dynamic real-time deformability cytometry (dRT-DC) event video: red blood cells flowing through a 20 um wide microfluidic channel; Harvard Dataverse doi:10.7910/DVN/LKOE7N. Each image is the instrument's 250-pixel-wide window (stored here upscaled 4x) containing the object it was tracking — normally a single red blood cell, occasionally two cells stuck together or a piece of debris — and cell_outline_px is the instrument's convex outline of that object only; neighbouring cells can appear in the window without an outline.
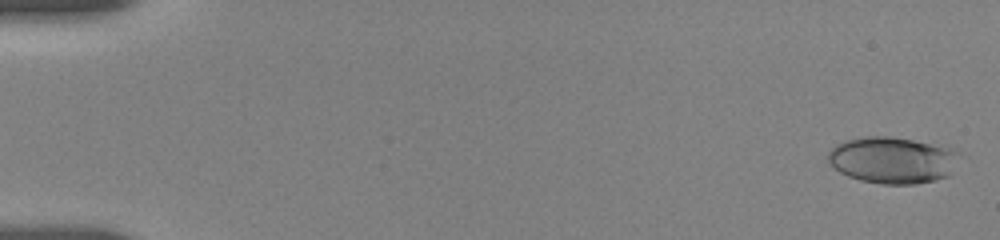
{"species": "human", "species_latin": "Homo sapiens", "temperature_condition": "room temperature", "stored_images_in_passage": 20, "camera_frame_rate_fps": 3000, "um_per_image_px": 0.085, "donor": {"sex": "female"}, "frame": {"image": 1, "passage_image": 2, "time_ms": 0.333, "image_size_px": [1000, 240], "cell_outline_px": [[960, 152], [948, 176], [936, 180], [916, 184], [884, 184], [860, 180], [848, 176], [840, 172], [828, 160], [828, 152], [836, 144], [844, 140], [868, 136], [888, 136], [912, 140], [952, 148]], "centroid_in_image_um": [75.85, 13.61], "position_along_channel_um": 9.2, "area_um2": 35.37}}
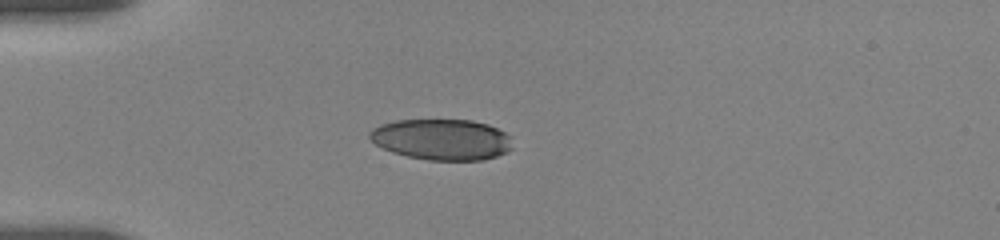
{"frame": {"image": 2, "passage_image": 13, "time_ms": 5.0, "image_size_px": [1000, 240], "cell_outline_px": [[512, 148], [508, 152], [484, 160], [428, 160], [408, 156], [392, 152], [376, 144], [368, 136], [368, 132], [372, 128], [380, 124], [396, 120], [472, 120], [488, 124], [512, 136]], "centroid_in_image_um": [37.57, 11.85], "position_along_channel_um": 47.4, "area_um2": 34.28}}
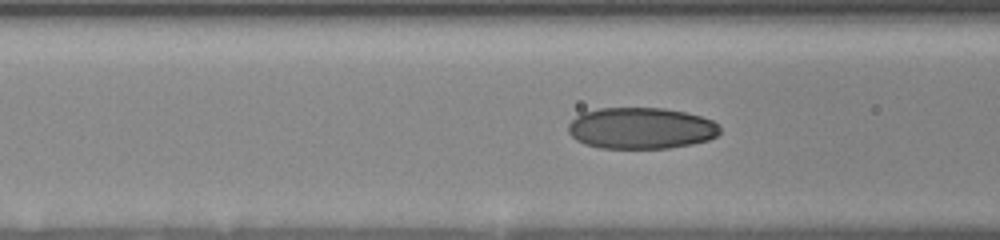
{"frame": {"image": 3, "passage_image": 18, "time_ms": 7.333, "image_size_px": [1000, 240], "cell_outline_px": [[720, 132], [716, 136], [708, 140], [692, 144], [668, 148], [600, 148], [584, 144], [576, 140], [568, 132], [568, 124], [580, 112], [600, 108], [664, 108], [684, 112], [700, 116], [712, 120], [720, 124]], "centroid_in_image_um": [54.47, 10.9], "position_along_channel_um": 112.1, "area_um2": 36.82}}